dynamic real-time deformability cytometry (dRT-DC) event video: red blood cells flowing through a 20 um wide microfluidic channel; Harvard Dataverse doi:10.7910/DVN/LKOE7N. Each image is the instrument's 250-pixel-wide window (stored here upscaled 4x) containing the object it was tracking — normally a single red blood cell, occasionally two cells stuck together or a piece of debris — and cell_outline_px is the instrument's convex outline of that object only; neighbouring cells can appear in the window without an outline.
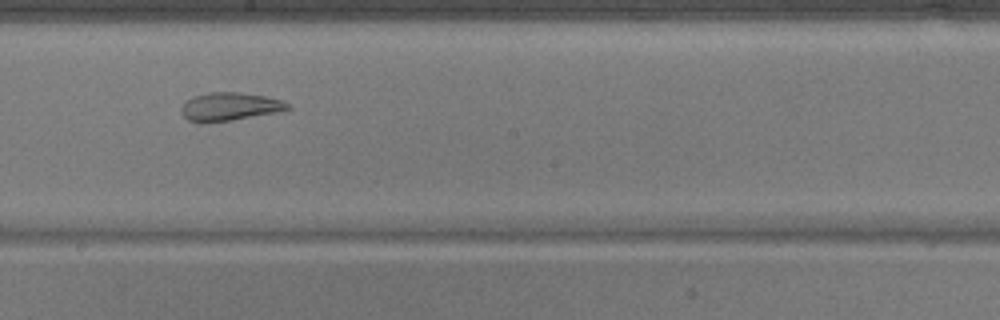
{"species": "common noctule bat (a hibernating species)", "species_latin": "Nyctalus noctula", "temperature_condition": "warm", "stored_images_in_passage": 40, "camera_frame_rate_fps": 3000, "um_per_image_px": 0.085, "animal": {"sex": "male", "body_mass_g": 17.9}, "frame": {"image": 1, "passage_image": 18, "time_ms": 5.667, "image_size_px": [1000, 320], "cell_outline_px": [[292, 108], [280, 112], [208, 124], [200, 124], [188, 120], [180, 112], [180, 108], [188, 100], [196, 96], [208, 92], [240, 92], [264, 96], [280, 100], [292, 104]], "centroid_in_image_um": [19.54, 9.09], "position_along_channel_um": 228.7, "area_um2": 17.8}}
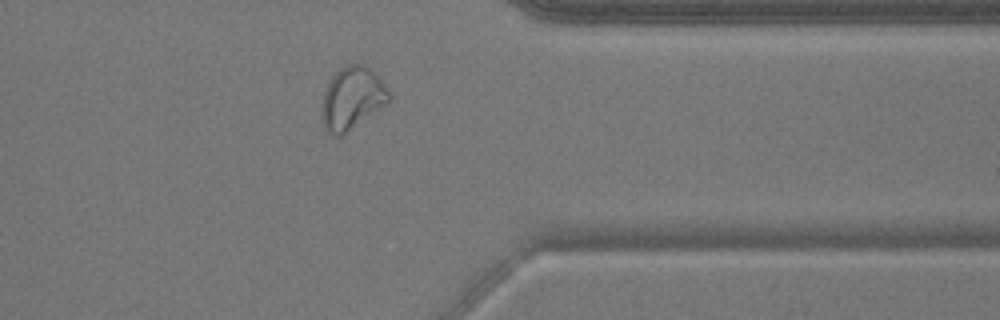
{"frame": {"image": 2, "passage_image": 30, "time_ms": 9.667, "image_size_px": [1000, 320], "cell_outline_px": [[392, 96], [388, 104], [340, 136], [336, 136], [328, 132], [324, 128], [320, 120], [320, 112], [324, 92], [328, 80], [340, 68], [348, 64], [364, 64], [372, 68], [376, 72]], "centroid_in_image_um": [29.92, 8.34], "position_along_channel_um": 381.5, "area_um2": 24.91}}
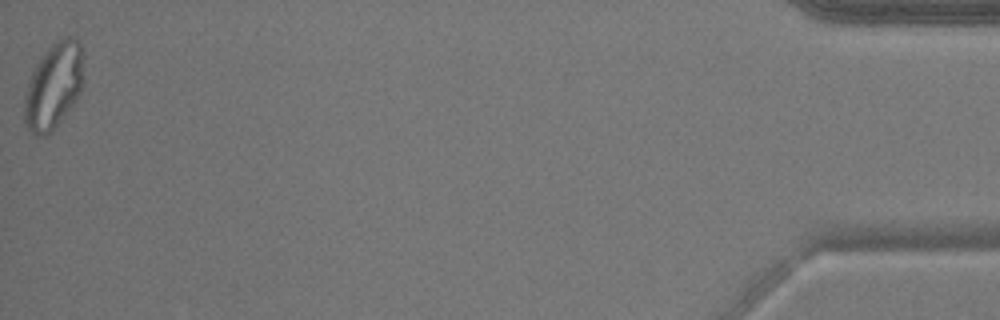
{"frame": {"image": 3, "passage_image": 40, "time_ms": 13.0, "image_size_px": [1000, 320], "cell_outline_px": [[84, 80], [80, 92], [76, 100], [56, 124], [44, 136], [36, 136], [24, 124], [24, 100], [28, 80], [36, 64], [44, 52], [56, 40], [68, 36], [76, 40], [80, 44], [84, 76]], "centroid_in_image_um": [4.55, 7.28], "position_along_channel_um": 430.7, "area_um2": 29.3}}